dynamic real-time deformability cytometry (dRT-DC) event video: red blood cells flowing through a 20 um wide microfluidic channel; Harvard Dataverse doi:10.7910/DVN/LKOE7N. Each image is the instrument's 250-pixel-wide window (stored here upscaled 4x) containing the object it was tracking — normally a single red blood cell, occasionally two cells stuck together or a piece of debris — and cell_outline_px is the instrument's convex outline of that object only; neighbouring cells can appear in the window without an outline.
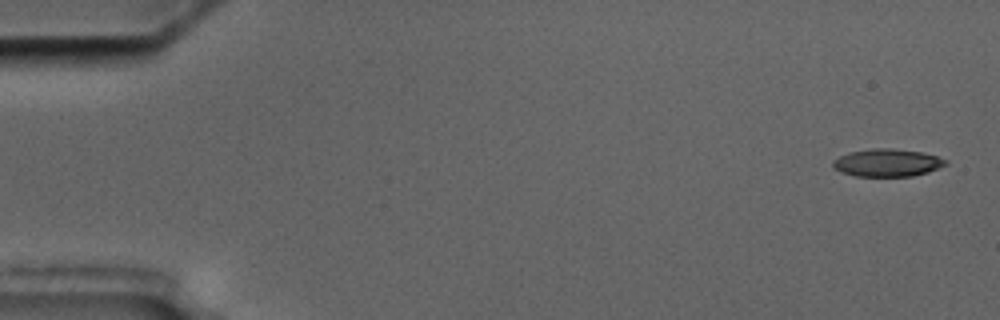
{"species": "common noctule bat (a hibernating species)", "species_latin": "Nyctalus noctula", "temperature_condition": "cold", "stored_images_in_passage": 2, "camera_frame_rate_fps": 3000, "um_per_image_px": 0.085, "animal": {"sex": "male", "body_mass_g": 17.5, "forearm_length_mm": 52.3}, "frame": {"image": 1, "passage_image": 1, "time_ms": 0.0, "image_size_px": [1000, 320], "cell_outline_px": [[948, 164], [928, 172], [912, 176], [856, 176], [840, 172], [832, 168], [832, 160], [848, 152], [872, 148], [892, 148], [920, 152], [936, 156], [948, 160]], "centroid_in_image_um": [75.38, 13.83], "position_along_channel_um": 9.6, "area_um2": 18.26}}